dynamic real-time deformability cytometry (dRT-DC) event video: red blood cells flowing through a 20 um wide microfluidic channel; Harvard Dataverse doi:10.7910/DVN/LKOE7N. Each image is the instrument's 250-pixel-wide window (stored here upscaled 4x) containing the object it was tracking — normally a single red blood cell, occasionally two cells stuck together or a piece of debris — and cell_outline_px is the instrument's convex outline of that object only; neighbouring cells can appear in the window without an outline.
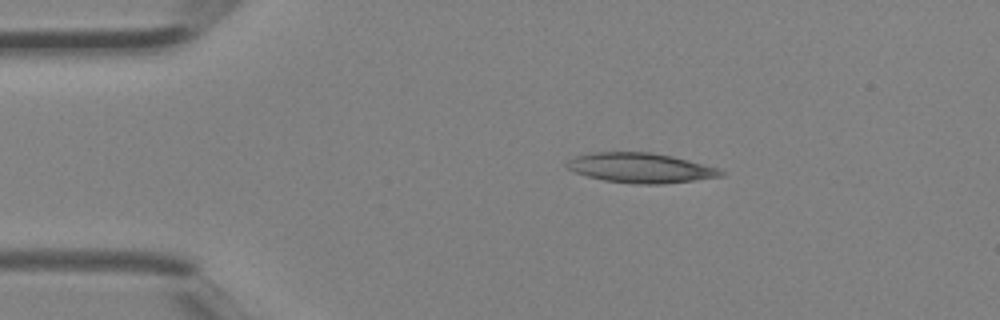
{"species": "Egyptian fruit bat (a non-hibernating species)", "species_latin": "Rousettus aegyptiacus", "temperature_condition": "room temperature", "stored_images_in_passage": 2, "camera_frame_rate_fps": 3000, "um_per_image_px": 0.085, "animal": {"sex": "female"}, "frame": {"image": 1, "passage_image": 1, "time_ms": 0.0, "image_size_px": [1000, 320], "cell_outline_px": [[724, 176], [660, 184], [636, 184], [604, 180], [588, 176], [576, 172], [568, 168], [564, 164], [572, 156], [592, 152], [648, 152], [672, 156], [688, 160], [716, 168], [724, 172]], "centroid_in_image_um": [54.39, 14.26], "position_along_channel_um": 30.6, "area_um2": 26.53}}